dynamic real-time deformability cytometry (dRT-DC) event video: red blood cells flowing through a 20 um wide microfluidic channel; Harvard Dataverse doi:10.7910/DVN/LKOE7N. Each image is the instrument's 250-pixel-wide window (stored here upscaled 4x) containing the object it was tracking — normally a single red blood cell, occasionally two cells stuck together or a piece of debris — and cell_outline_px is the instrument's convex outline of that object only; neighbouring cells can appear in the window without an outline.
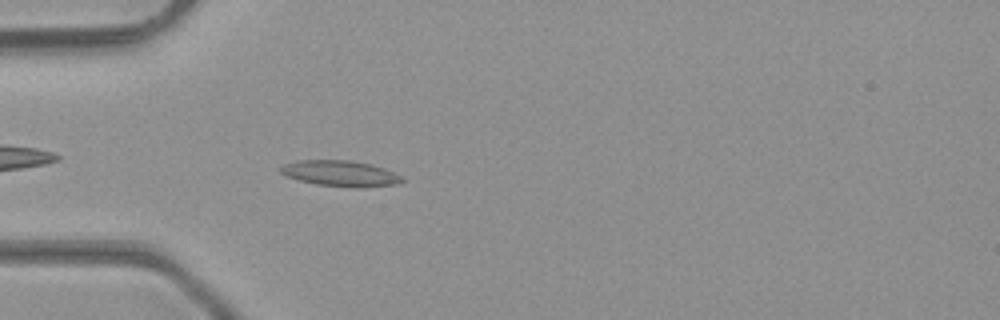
{"species": "common noctule bat (a hibernating species)", "species_latin": "Nyctalus noctula", "temperature_condition": "room temperature", "stored_images_in_passage": 38, "camera_frame_rate_fps": 3000, "um_per_image_px": 0.085, "animal": {"sex": "male", "body_mass_g": 23.1, "forearm_length_mm": 52.7}, "frame": {"image": 1, "passage_image": 4, "time_ms": 1.0, "image_size_px": [1000, 320], "cell_outline_px": [[408, 180], [396, 184], [360, 188], [352, 188], [316, 184], [300, 180], [288, 176], [280, 172], [280, 168], [284, 164], [296, 160], [352, 160], [372, 164], [384, 168]], "centroid_in_image_um": [28.97, 14.74], "position_along_channel_um": 56.0, "area_um2": 18.38}}
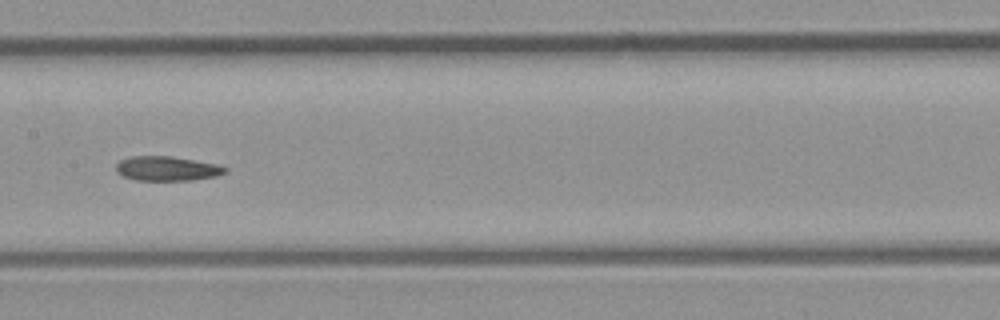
{"frame": {"image": 2, "passage_image": 14, "time_ms": 4.333, "image_size_px": [1000, 320], "cell_outline_px": [[228, 172], [216, 176], [192, 180], [136, 180], [124, 176], [116, 172], [116, 164], [120, 160], [132, 156], [172, 156], [220, 164], [228, 168]], "centroid_in_image_um": [14.24, 14.32], "position_along_channel_um": 193.2, "area_um2": 15.72}}
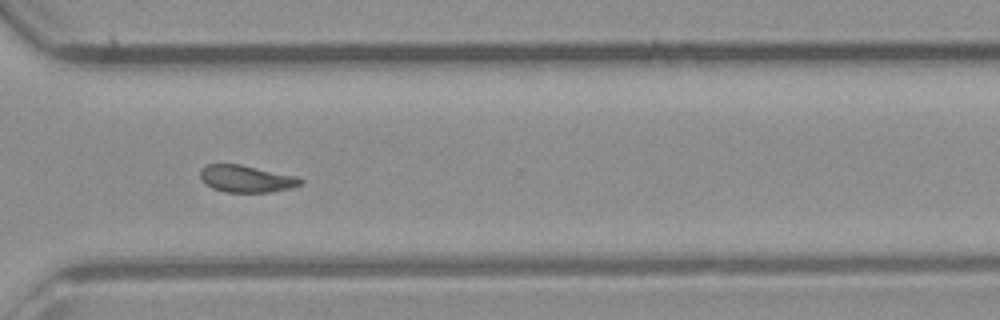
{"frame": {"image": 3, "passage_image": 25, "time_ms": 8.0, "image_size_px": [1000, 320], "cell_outline_px": [[304, 180], [300, 184], [288, 188], [272, 192], [224, 192], [212, 188], [200, 176], [200, 168], [208, 164], [240, 164], [296, 176]], "centroid_in_image_um": [20.92, 15.19], "position_along_channel_um": 349.7, "area_um2": 15.61}}